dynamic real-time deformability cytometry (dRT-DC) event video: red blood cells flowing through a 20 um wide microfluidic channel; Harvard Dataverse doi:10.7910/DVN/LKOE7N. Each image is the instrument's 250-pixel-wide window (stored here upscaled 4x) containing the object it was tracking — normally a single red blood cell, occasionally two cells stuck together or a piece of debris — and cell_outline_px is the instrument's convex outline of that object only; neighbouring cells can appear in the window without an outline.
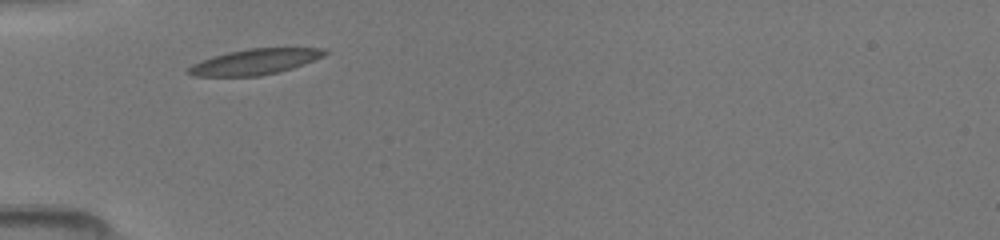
{"species": "common noctule bat (a hibernating species)", "species_latin": "Nyctalus noctula", "temperature_condition": "room temperature", "stored_images_in_passage": 34, "camera_frame_rate_fps": 3000, "um_per_image_px": 0.085, "animal": {"sex": "female", "body_mass_g": 19.5, "forearm_length_mm": 54.1}, "frame": {"image": 1, "passage_image": 1, "time_ms": 0.0, "image_size_px": [1000, 240], "cell_outline_px": [[328, 52], [324, 56], [304, 64], [292, 68], [260, 76], [196, 76], [188, 72], [188, 68], [192, 64], [228, 52], [248, 48], [328, 48]], "centroid_in_image_um": [21.73, 5.24], "position_along_channel_um": 63.3, "area_um2": 20.06}}
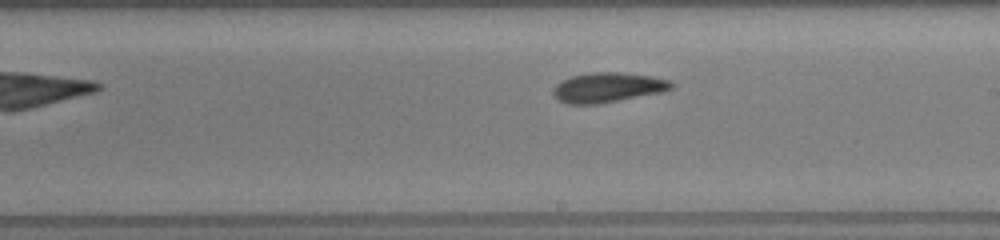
{"frame": {"image": 2, "passage_image": 14, "time_ms": 4.333, "image_size_px": [1000, 240], "cell_outline_px": [[672, 88], [660, 92], [600, 104], [568, 104], [552, 96], [552, 92], [556, 84], [572, 76], [592, 72], [620, 72], [648, 76], [668, 80], [672, 84]], "centroid_in_image_um": [51.6, 7.44], "position_along_channel_um": 237.4, "area_um2": 20.23}}
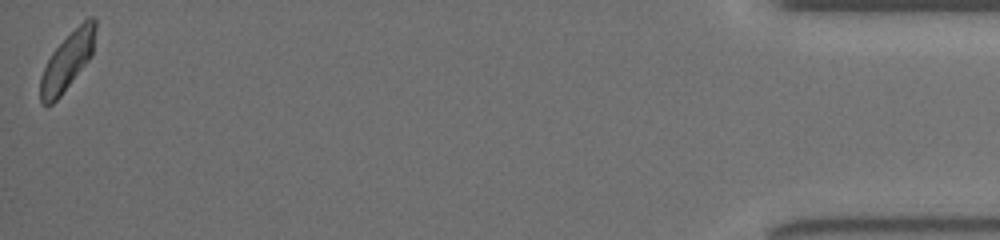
{"frame": {"image": 3, "passage_image": 34, "time_ms": 11.0, "image_size_px": [1000, 240], "cell_outline_px": [[96, 28], [92, 56], [60, 96], [52, 104], [44, 104], [40, 100], [40, 76], [52, 52], [88, 16], [96, 16]], "centroid_in_image_um": [5.75, 5.18], "position_along_channel_um": 429.5, "area_um2": 18.21}}